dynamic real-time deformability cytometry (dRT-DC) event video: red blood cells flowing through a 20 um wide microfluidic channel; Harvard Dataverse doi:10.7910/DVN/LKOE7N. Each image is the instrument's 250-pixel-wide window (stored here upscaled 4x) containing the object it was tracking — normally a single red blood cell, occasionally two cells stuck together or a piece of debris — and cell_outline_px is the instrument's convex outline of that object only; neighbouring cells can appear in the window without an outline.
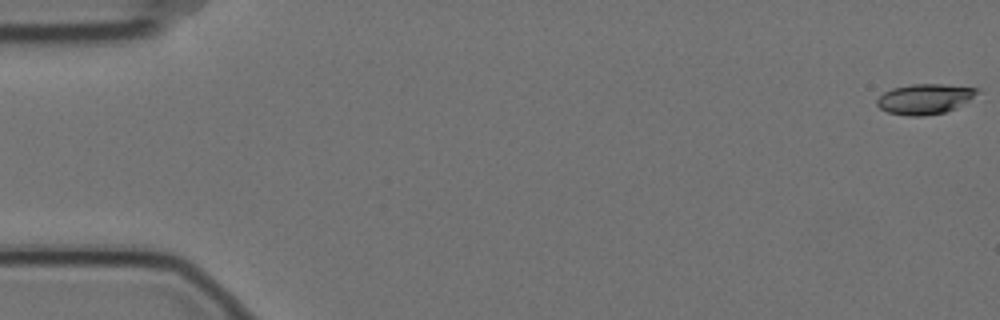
{"species": "Egyptian fruit bat (a non-hibernating species)", "species_latin": "Rousettus aegyptiacus", "temperature_condition": "cold", "stored_images_in_passage": 8, "camera_frame_rate_fps": 3000, "um_per_image_px": 0.085, "animal": {"sex": "female"}, "frame": {"image": 1, "passage_image": 1, "time_ms": 0.0, "image_size_px": [1000, 320], "cell_outline_px": [[980, 92], [956, 108], [944, 112], [924, 116], [908, 116], [888, 112], [880, 108], [876, 104], [876, 100], [884, 92], [892, 88], [912, 84], [944, 84], [980, 88]], "centroid_in_image_um": [78.61, 8.4], "position_along_channel_um": 6.4, "area_um2": 17.69}}
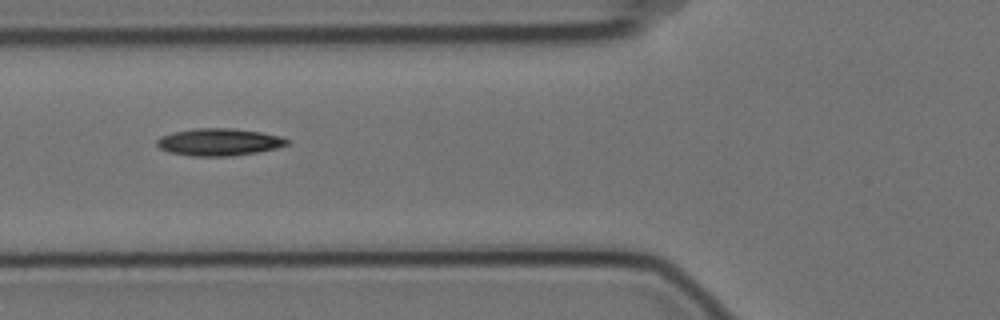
{"frame": {"image": 2, "passage_image": 7, "time_ms": 2.0, "image_size_px": [1000, 320], "cell_outline_px": [[288, 144], [276, 148], [256, 152], [232, 156], [192, 156], [168, 152], [160, 148], [156, 144], [156, 140], [160, 136], [172, 132], [196, 128], [232, 128], [260, 132], [280, 136], [288, 140]], "centroid_in_image_um": [18.57, 12.07], "position_along_channel_um": 107.2, "area_um2": 20.63}}
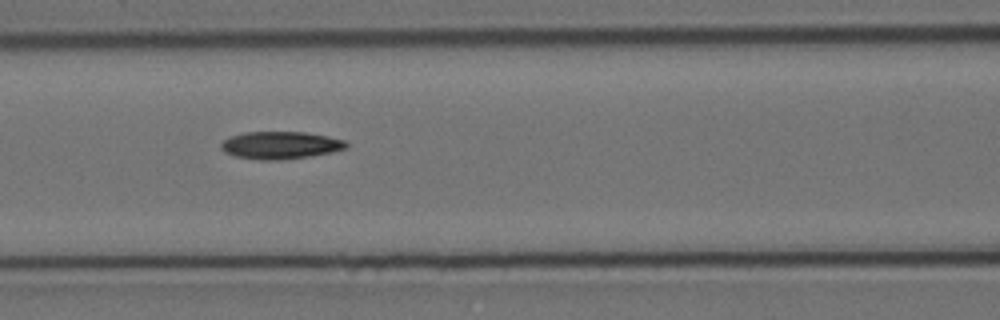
{"frame": {"image": 3, "passage_image": 8, "time_ms": 2.333, "image_size_px": [1000, 320], "cell_outline_px": [[348, 148], [332, 152], [308, 156], [280, 160], [260, 160], [236, 156], [224, 152], [220, 148], [220, 144], [224, 140], [232, 136], [244, 132], [304, 132], [328, 136], [344, 140], [348, 144]], "centroid_in_image_um": [23.84, 12.34], "position_along_channel_um": 142.8, "area_um2": 20.0}}